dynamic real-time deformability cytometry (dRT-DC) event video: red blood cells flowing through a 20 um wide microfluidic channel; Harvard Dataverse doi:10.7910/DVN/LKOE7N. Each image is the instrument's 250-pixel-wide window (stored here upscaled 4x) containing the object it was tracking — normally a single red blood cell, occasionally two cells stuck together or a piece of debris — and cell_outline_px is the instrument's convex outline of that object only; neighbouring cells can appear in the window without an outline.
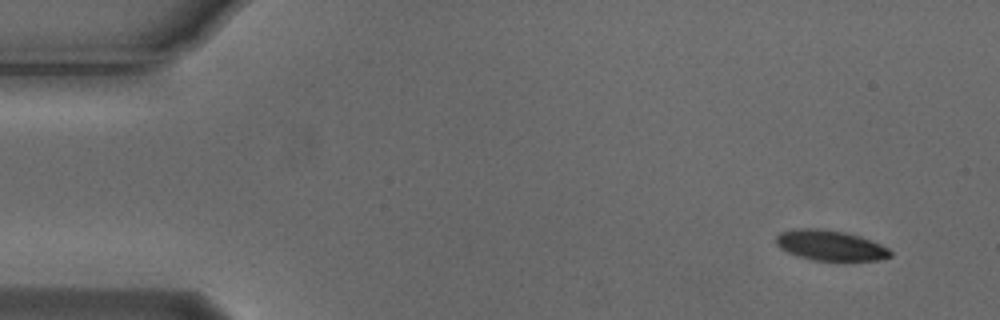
{"species": "Egyptian fruit bat (a non-hibernating species)", "species_latin": "Rousettus aegyptiacus", "temperature_condition": "cold", "stored_images_in_passage": 8, "camera_frame_rate_fps": 3000, "um_per_image_px": 0.085, "animal": {"sex": "male"}, "frame": {"image": 1, "passage_image": 1, "time_ms": 0.0, "image_size_px": [1000, 320], "cell_outline_px": [[892, 256], [880, 260], [812, 260], [796, 256], [780, 248], [776, 244], [776, 236], [780, 232], [800, 228], [816, 228], [844, 232], [860, 236], [880, 244], [888, 248], [892, 252]], "centroid_in_image_um": [70.56, 20.86], "position_along_channel_um": 14.4, "area_um2": 20.11}}
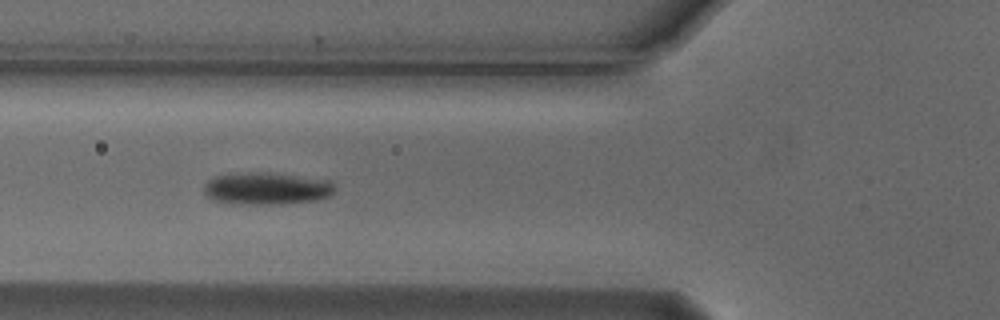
{"frame": {"image": 2, "passage_image": 5, "time_ms": 1.333, "image_size_px": [1000, 320], "cell_outline_px": [[336, 188], [328, 196], [312, 200], [284, 204], [232, 204], [212, 200], [204, 192], [204, 184], [208, 180], [216, 176], [248, 172], [268, 172], [332, 180]], "centroid_in_image_um": [22.65, 16.02], "position_along_channel_um": 103.1, "area_um2": 24.68}}
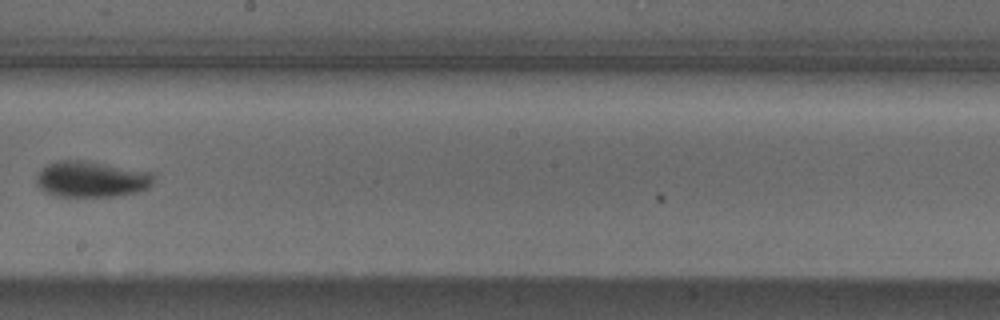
{"frame": {"image": 3, "passage_image": 8, "time_ms": 2.333, "image_size_px": [1000, 320], "cell_outline_px": [[156, 180], [148, 188], [140, 192], [116, 196], [56, 196], [44, 192], [36, 184], [36, 176], [48, 164], [56, 160], [84, 160], [152, 172]], "centroid_in_image_um": [7.8, 15.23], "position_along_channel_um": 240.4, "area_um2": 24.8}}